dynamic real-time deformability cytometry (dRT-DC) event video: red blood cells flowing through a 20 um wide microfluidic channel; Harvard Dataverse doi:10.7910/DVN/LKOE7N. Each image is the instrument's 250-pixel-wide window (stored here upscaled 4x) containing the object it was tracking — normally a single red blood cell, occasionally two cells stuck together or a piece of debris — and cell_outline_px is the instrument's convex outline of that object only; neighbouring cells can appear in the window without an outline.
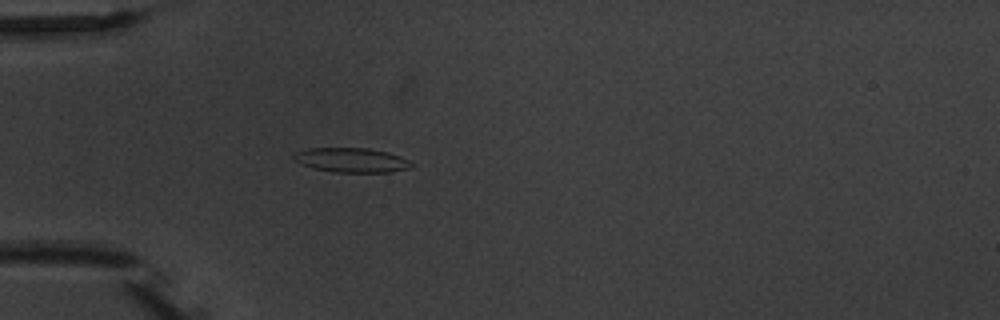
{"species": "common noctule bat (a hibernating species)", "species_latin": "Nyctalus noctula", "temperature_condition": "warm", "stored_images_in_passage": 4, "camera_frame_rate_fps": 3000, "um_per_image_px": 0.085, "animal": {"sex": "male", "body_mass_g": 20.1, "forearm_length_mm": 53.5}, "frame": {"image": 1, "passage_image": 4, "time_ms": 3.667, "image_size_px": [1000, 320], "cell_outline_px": [[416, 164], [412, 168], [388, 172], [332, 172], [312, 168], [292, 160], [292, 152], [308, 148], [368, 148], [388, 152], [400, 156]], "centroid_in_image_um": [29.85, 13.6], "position_along_channel_um": 55.1, "area_um2": 17.11}}